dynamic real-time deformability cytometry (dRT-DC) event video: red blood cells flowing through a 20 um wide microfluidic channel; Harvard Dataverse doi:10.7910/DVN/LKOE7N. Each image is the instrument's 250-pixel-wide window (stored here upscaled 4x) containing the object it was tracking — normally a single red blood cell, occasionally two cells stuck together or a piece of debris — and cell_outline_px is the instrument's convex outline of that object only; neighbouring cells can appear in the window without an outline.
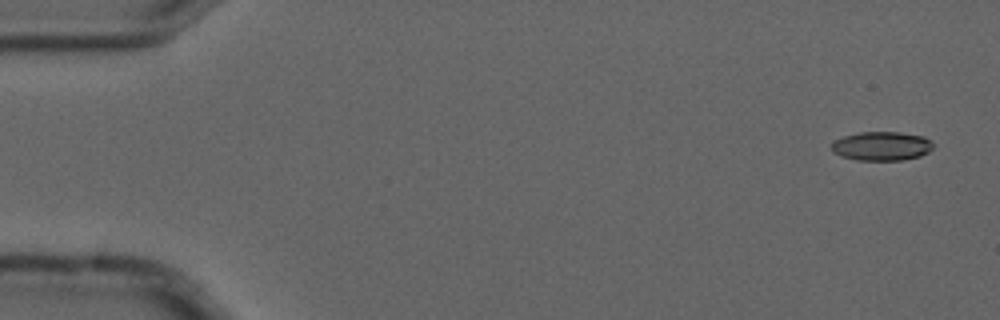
{"species": "common noctule bat (a hibernating species)", "species_latin": "Nyctalus noctula", "temperature_condition": "cold", "stored_images_in_passage": 4, "camera_frame_rate_fps": 3000, "um_per_image_px": 0.085, "animal": {"sex": "male", "forearm_length_mm": 52.5}, "frame": {"image": 1, "passage_image": 1, "time_ms": 0.0, "image_size_px": [1000, 320], "cell_outline_px": [[936, 144], [928, 152], [920, 156], [900, 160], [856, 160], [840, 156], [832, 152], [832, 144], [836, 140], [844, 136], [860, 132], [900, 132], [924, 136]], "centroid_in_image_um": [74.96, 12.41], "position_along_channel_um": 10.0, "area_um2": 17.22}}
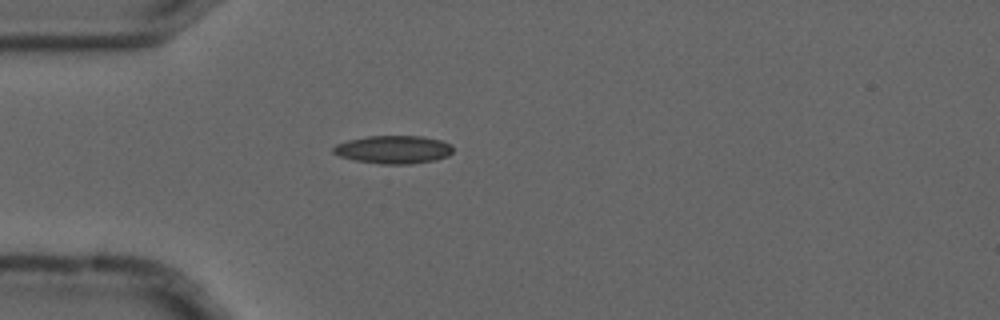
{"frame": {"image": 2, "passage_image": 4, "time_ms": 1.0, "image_size_px": [1000, 320], "cell_outline_px": [[452, 152], [448, 156], [436, 160], [408, 164], [380, 164], [352, 160], [340, 156], [332, 152], [332, 148], [336, 144], [348, 140], [368, 136], [424, 136], [440, 140], [452, 144]], "centroid_in_image_um": [33.44, 12.71], "position_along_channel_um": 51.6, "area_um2": 19.71}}